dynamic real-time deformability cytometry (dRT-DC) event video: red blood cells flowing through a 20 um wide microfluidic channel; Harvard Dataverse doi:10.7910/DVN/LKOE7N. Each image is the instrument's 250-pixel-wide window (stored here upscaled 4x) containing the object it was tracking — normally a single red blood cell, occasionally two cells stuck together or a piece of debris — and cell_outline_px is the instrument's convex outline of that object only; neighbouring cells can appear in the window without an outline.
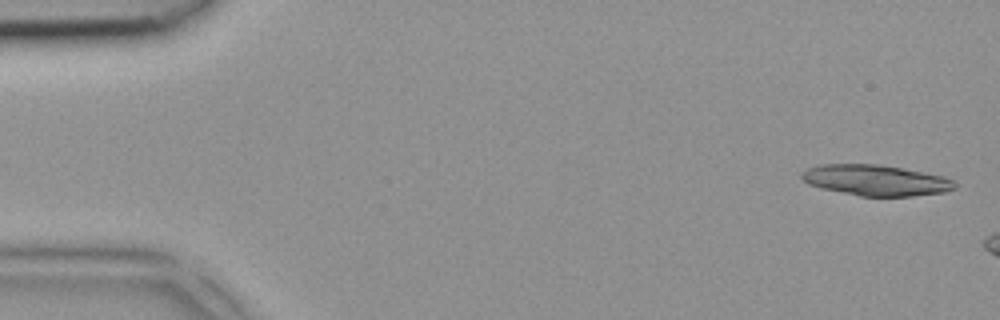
{"species": "common noctule bat (a hibernating species)", "species_latin": "Nyctalus noctula", "temperature_condition": "room temperature", "stored_images_in_passage": 3, "camera_frame_rate_fps": 3000, "um_per_image_px": 0.085, "animal": {"sex": "female", "body_mass_g": 18.4}, "frame": {"image": 1, "passage_image": 1, "time_ms": 0.0, "image_size_px": [1000, 320], "cell_outline_px": [[956, 188], [944, 192], [912, 196], [860, 196], [820, 188], [808, 184], [800, 176], [800, 172], [808, 168], [820, 164], [880, 164], [944, 176], [952, 180], [956, 184]], "centroid_in_image_um": [74.41, 15.32], "position_along_channel_um": 10.6, "area_um2": 27.51}}